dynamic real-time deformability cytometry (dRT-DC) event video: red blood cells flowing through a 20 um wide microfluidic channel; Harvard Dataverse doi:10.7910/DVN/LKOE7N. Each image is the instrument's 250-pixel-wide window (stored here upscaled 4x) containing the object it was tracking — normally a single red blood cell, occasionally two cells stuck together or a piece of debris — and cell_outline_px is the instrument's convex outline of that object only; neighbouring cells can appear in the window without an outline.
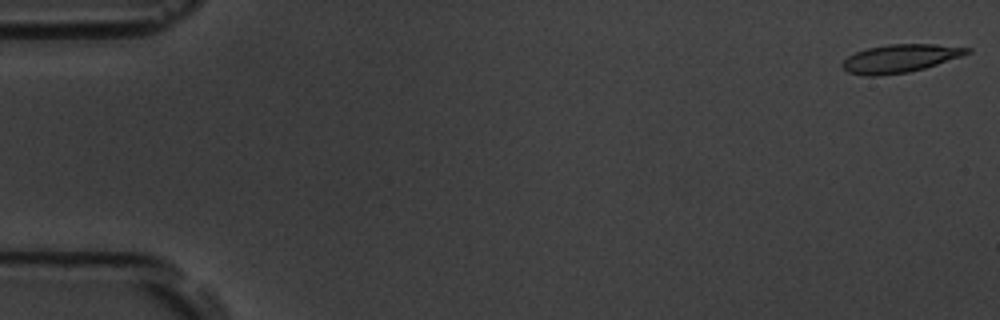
{"species": "common noctule bat (a hibernating species)", "species_latin": "Nyctalus noctula", "temperature_condition": "room temperature", "stored_images_in_passage": 56, "camera_frame_rate_fps": 3000, "um_per_image_px": 0.085, "animal": {"sex": "male", "body_mass_g": 19.5, "forearm_length_mm": 54.6}, "frame": {"image": 1, "passage_image": 1, "time_ms": 0.0, "image_size_px": [1000, 320], "cell_outline_px": [[972, 52], [924, 68], [908, 72], [876, 76], [868, 76], [848, 72], [840, 64], [848, 56], [856, 52], [868, 48], [888, 44], [936, 44], [972, 48]], "centroid_in_image_um": [76.5, 4.96], "position_along_channel_um": 8.5, "area_um2": 20.23}}
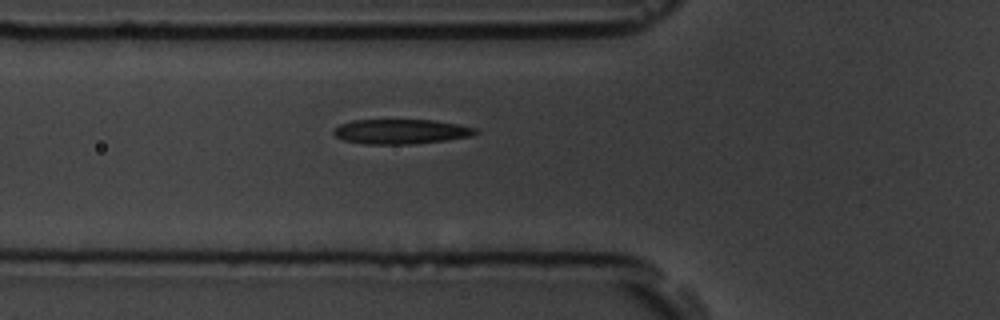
{"frame": {"image": 2, "passage_image": 20, "time_ms": 6.333, "image_size_px": [1000, 320], "cell_outline_px": [[480, 132], [472, 136], [448, 140], [412, 144], [364, 144], [344, 140], [336, 136], [332, 132], [340, 124], [352, 120], [432, 120], [456, 124], [476, 128]], "centroid_in_image_um": [34.1, 11.19], "position_along_channel_um": 91.7, "area_um2": 20.46}}
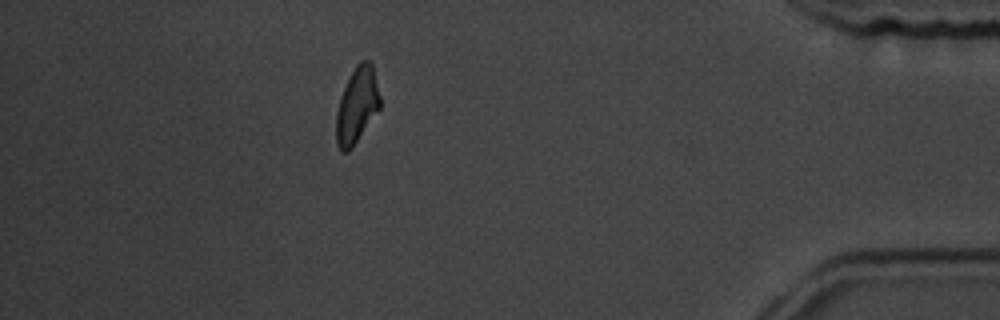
{"frame": {"image": 3, "passage_image": 50, "time_ms": 16.333, "image_size_px": [1000, 320], "cell_outline_px": [[380, 108], [352, 148], [348, 152], [340, 152], [336, 144], [336, 112], [340, 96], [356, 64], [360, 60], [368, 60], [372, 64], [380, 96]], "centroid_in_image_um": [30.32, 8.98], "position_along_channel_um": 404.9, "area_um2": 19.36}, "authors_computed_cell_mechanics": {"area_um2": 20.4034, "velocity_mm_per_s": 3.5936, "shape_relaxation_time_tau1_ms": 4.4022, "shape_relaxation_time_tau2_ms": 4.6392, "deformation_change_tau1": 0.1407, "deformation_change_tau2": 0.1224}}